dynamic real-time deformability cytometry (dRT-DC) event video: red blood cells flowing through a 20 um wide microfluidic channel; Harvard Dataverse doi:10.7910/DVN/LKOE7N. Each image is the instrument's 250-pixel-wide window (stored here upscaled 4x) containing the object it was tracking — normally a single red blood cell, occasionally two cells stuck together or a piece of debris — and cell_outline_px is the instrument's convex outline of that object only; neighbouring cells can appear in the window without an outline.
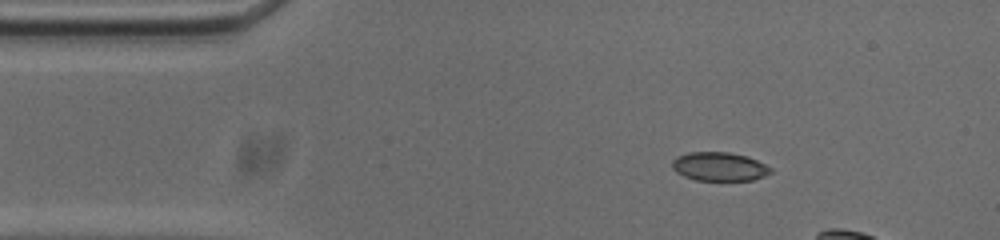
{"species": "common noctule bat (a hibernating species)", "species_latin": "Nyctalus noctula", "temperature_condition": "cold", "stored_images_in_passage": 12, "camera_frame_rate_fps": 3000, "um_per_image_px": 0.085, "animal": {"sex": "male", "body_mass_g": 20.0, "forearm_length_mm": 53.3}, "frame": {"image": 1, "passage_image": 1, "time_ms": 0.0, "image_size_px": [1000, 240], "cell_outline_px": [[772, 172], [764, 176], [752, 180], [696, 180], [684, 176], [676, 172], [672, 168], [672, 160], [676, 156], [688, 152], [728, 152], [748, 156], [772, 168]], "centroid_in_image_um": [61.12, 14.15], "position_along_channel_um": 23.9, "area_um2": 16.53}}
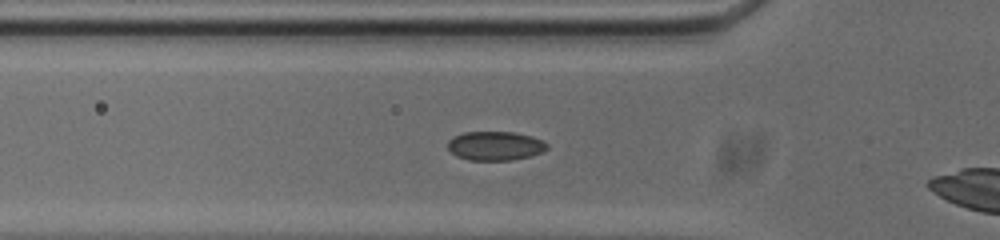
{"frame": {"image": 2, "passage_image": 10, "time_ms": 3.0, "image_size_px": [1000, 240], "cell_outline_px": [[548, 148], [532, 156], [512, 160], [468, 160], [456, 156], [448, 148], [448, 140], [452, 136], [464, 132], [512, 132], [532, 136], [544, 140], [548, 144]], "centroid_in_image_um": [42.09, 12.39], "position_along_channel_um": 83.7, "area_um2": 16.94}}